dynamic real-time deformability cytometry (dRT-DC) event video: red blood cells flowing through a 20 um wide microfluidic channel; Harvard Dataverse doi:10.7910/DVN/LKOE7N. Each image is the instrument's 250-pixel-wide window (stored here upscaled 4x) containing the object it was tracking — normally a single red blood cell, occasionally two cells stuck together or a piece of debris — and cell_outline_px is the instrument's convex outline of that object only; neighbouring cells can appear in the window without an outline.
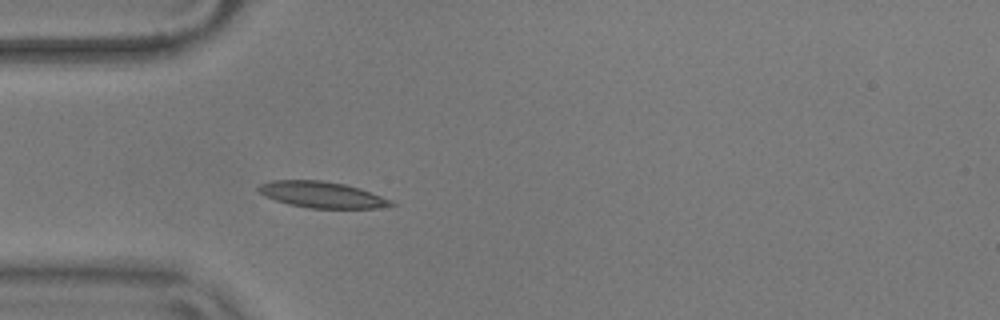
{"species": "common noctule bat (a hibernating species)", "species_latin": "Nyctalus noctula", "temperature_condition": "warm", "stored_images_in_passage": 40, "camera_frame_rate_fps": 3000, "um_per_image_px": 0.085, "animal": {"sex": "male", "body_mass_g": 17.9}, "frame": {"image": 1, "passage_image": 1, "time_ms": 0.0, "image_size_px": [1000, 320], "cell_outline_px": [[396, 204], [376, 208], [308, 208], [288, 204], [264, 196], [256, 188], [260, 184], [272, 180], [320, 180], [344, 184], [360, 188], [392, 200]], "centroid_in_image_um": [27.34, 16.55], "position_along_channel_um": 57.7, "area_um2": 20.17}}
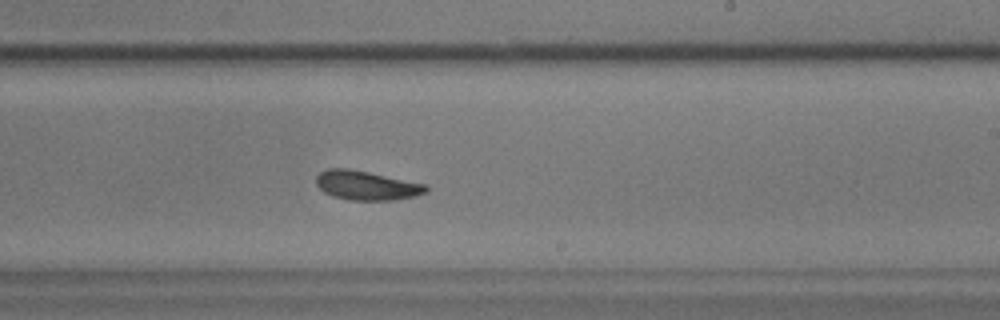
{"frame": {"image": 2, "passage_image": 18, "time_ms": 5.667, "image_size_px": [1000, 320], "cell_outline_px": [[428, 192], [416, 196], [396, 200], [348, 200], [332, 196], [324, 192], [316, 184], [316, 176], [320, 172], [328, 168], [348, 168], [428, 184]], "centroid_in_image_um": [31.18, 15.76], "position_along_channel_um": 257.8, "area_um2": 18.9}, "authors_computed_cell_mechanics": {"area_um2": 18.9006, "velocity_mm_per_s": 3.5904, "shape_relaxation_time_tau1_ms": 3.8072, "shape_relaxation_time_tau2_ms": 2.7488, "deformation_change_tau1": 0.1066, "deformation_change_tau2": 0.0901}}